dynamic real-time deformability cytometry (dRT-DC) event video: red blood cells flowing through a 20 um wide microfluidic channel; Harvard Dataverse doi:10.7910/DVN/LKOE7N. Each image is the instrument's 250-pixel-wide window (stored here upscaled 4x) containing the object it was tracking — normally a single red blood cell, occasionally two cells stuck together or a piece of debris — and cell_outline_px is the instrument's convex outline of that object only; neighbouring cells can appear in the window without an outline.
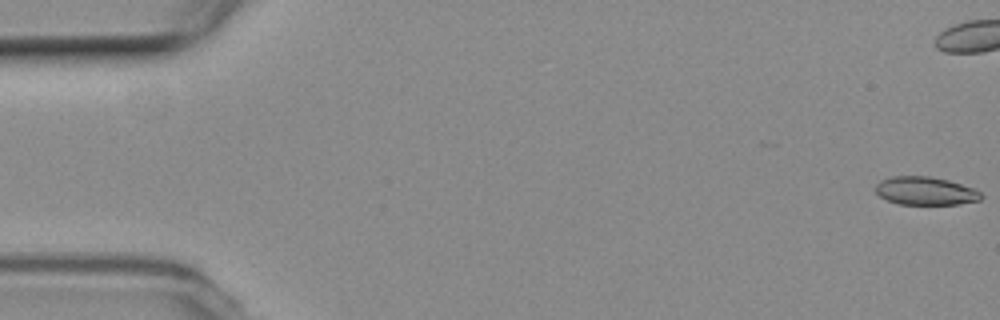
{"species": "common noctule bat (a hibernating species)", "species_latin": "Nyctalus noctula", "temperature_condition": "room temperature", "stored_images_in_passage": 28, "camera_frame_rate_fps": 3000, "um_per_image_px": 0.085, "animal": {"sex": "female", "body_mass_g": 19.3, "forearm_length_mm": 54.1}, "frame": {"image": 1, "passage_image": 1, "time_ms": 0.0, "image_size_px": [1000, 320], "cell_outline_px": [[984, 196], [980, 200], [960, 204], [900, 204], [888, 200], [880, 196], [876, 192], [876, 184], [880, 180], [892, 176], [928, 176], [948, 180], [972, 188], [980, 192]], "centroid_in_image_um": [78.66, 16.23], "position_along_channel_um": 6.3, "area_um2": 17.22}}